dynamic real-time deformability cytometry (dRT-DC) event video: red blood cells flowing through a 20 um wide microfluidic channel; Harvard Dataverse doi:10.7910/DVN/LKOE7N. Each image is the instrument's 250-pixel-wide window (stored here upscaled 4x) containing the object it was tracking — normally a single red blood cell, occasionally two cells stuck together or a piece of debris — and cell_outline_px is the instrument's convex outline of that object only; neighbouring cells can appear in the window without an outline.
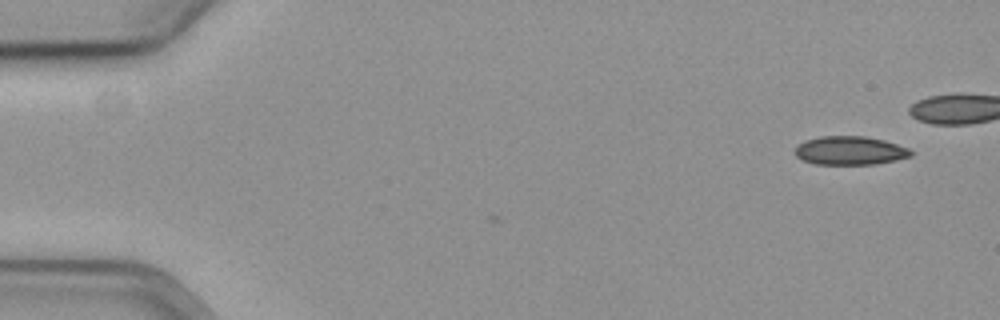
{"species": "common noctule bat (a hibernating species)", "species_latin": "Nyctalus noctula", "temperature_condition": "cold", "stored_images_in_passage": 4, "camera_frame_rate_fps": 3000, "um_per_image_px": 0.085, "animal": {"sex": "female", "body_mass_g": 19.3, "forearm_length_mm": 54.1}, "frame": {"image": 1, "passage_image": 4, "time_ms": 1.0, "image_size_px": [1000, 320], "cell_outline_px": [[912, 156], [896, 160], [876, 164], [816, 164], [804, 160], [796, 156], [796, 148], [804, 140], [820, 136], [864, 136], [884, 140], [908, 148], [912, 152]], "centroid_in_image_um": [72.26, 12.79], "position_along_channel_um": 12.7, "area_um2": 19.19}}